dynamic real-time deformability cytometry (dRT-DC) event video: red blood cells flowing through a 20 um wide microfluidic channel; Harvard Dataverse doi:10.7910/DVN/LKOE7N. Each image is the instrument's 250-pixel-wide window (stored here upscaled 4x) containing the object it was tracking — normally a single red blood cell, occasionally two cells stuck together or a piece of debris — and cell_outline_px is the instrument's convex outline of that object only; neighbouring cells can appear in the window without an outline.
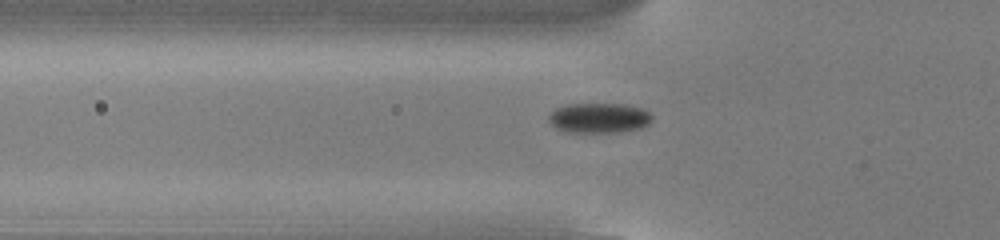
{"species": "common noctule bat (a hibernating species)", "species_latin": "Nyctalus noctula", "temperature_condition": "cold", "stored_images_in_passage": 32, "camera_frame_rate_fps": 3000, "um_per_image_px": 0.085, "animal": {"sex": "male", "body_mass_g": 13.0, "forearm_length_mm": 53.1}, "frame": {"image": 1, "passage_image": 4, "time_ms": 1.0, "image_size_px": [1000, 240], "cell_outline_px": [[652, 120], [648, 124], [640, 128], [620, 132], [564, 132], [556, 128], [548, 120], [548, 116], [556, 108], [568, 104], [624, 104], [640, 108], [648, 112], [652, 116]], "centroid_in_image_um": [50.9, 10.03], "position_along_channel_um": 74.9, "area_um2": 18.03}}
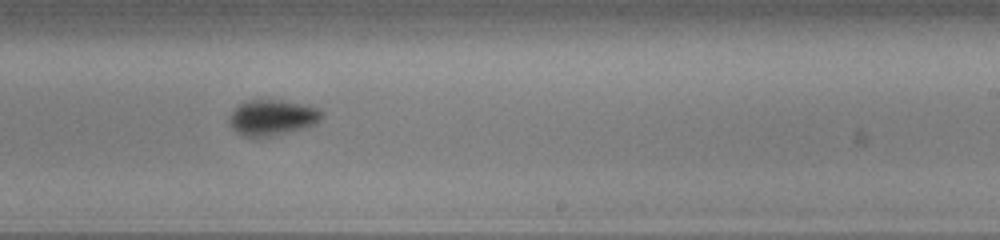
{"frame": {"image": 2, "passage_image": 19, "time_ms": 6.0, "image_size_px": [1000, 240], "cell_outline_px": [[324, 116], [316, 124], [304, 128], [272, 136], [244, 136], [236, 132], [228, 124], [228, 120], [232, 112], [244, 100], [280, 100], [304, 104], [320, 108], [324, 112]], "centroid_in_image_um": [23.17, 9.98], "position_along_channel_um": 265.8, "area_um2": 19.36}}
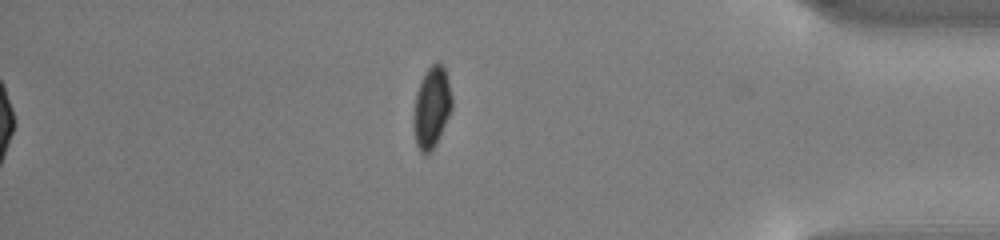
{"frame": {"image": 3, "passage_image": 32, "time_ms": 10.333, "image_size_px": [1000, 240], "cell_outline_px": [[452, 108], [436, 144], [428, 152], [420, 152], [416, 144], [412, 124], [412, 116], [416, 92], [420, 80], [428, 68], [432, 64], [440, 64], [444, 68], [448, 80], [452, 96]], "centroid_in_image_um": [36.66, 9.13], "position_along_channel_um": 398.5, "area_um2": 18.09}, "authors_computed_cell_mechanics": {"area_um2": 19.0162, "velocity_mm_per_s": 3.8189, "shape_relaxation_time_tau1_ms": 1.6969, "shape_relaxation_time_tau2_ms": null, "deformation_change_tau1": 0.087, "deformation_change_tau2": null}}